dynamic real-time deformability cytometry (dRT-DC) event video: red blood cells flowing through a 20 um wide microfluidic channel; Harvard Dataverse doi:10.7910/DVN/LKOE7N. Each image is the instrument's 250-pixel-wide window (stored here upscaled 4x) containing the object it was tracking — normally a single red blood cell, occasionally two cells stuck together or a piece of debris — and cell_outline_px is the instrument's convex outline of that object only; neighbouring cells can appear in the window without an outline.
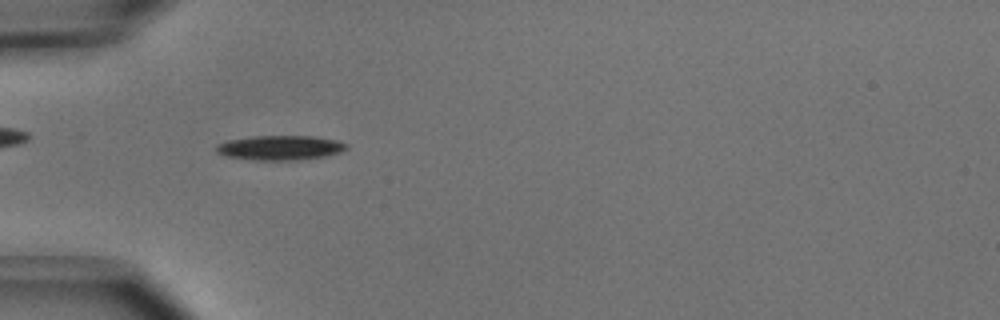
{"species": "common noctule bat (a hibernating species)", "species_latin": "Nyctalus noctula", "temperature_condition": "cold", "stored_images_in_passage": 51, "camera_frame_rate_fps": 3000, "um_per_image_px": 0.085, "animal": {"sex": "male", "body_mass_g": 15.6}, "frame": {"image": 1, "passage_image": 16, "time_ms": 5.0, "image_size_px": [1000, 320], "cell_outline_px": [[348, 148], [340, 152], [328, 156], [300, 160], [252, 160], [224, 156], [216, 152], [216, 144], [228, 140], [252, 136], [316, 136], [336, 140], [348, 144]], "centroid_in_image_um": [23.81, 12.56], "position_along_channel_um": 61.2, "area_um2": 18.96}}
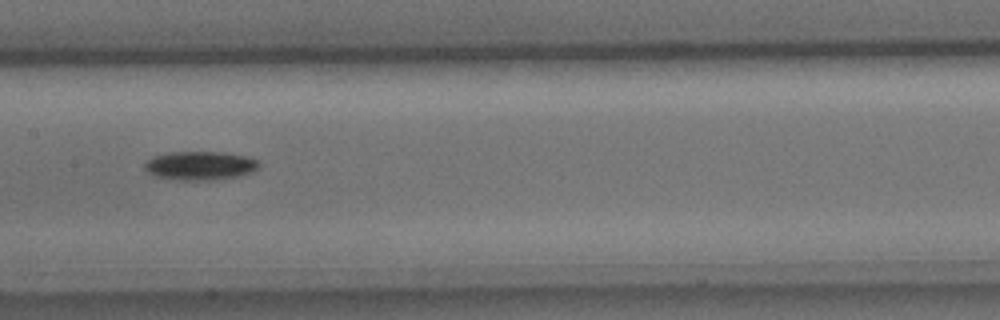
{"frame": {"image": 2, "passage_image": 26, "time_ms": 8.333, "image_size_px": [1000, 320], "cell_outline_px": [[260, 168], [252, 172], [236, 176], [212, 180], [180, 180], [156, 176], [148, 172], [144, 168], [144, 164], [152, 156], [172, 152], [224, 152], [248, 156], [260, 160]], "centroid_in_image_um": [17.06, 14.07], "position_along_channel_um": 190.3, "area_um2": 19.25}}
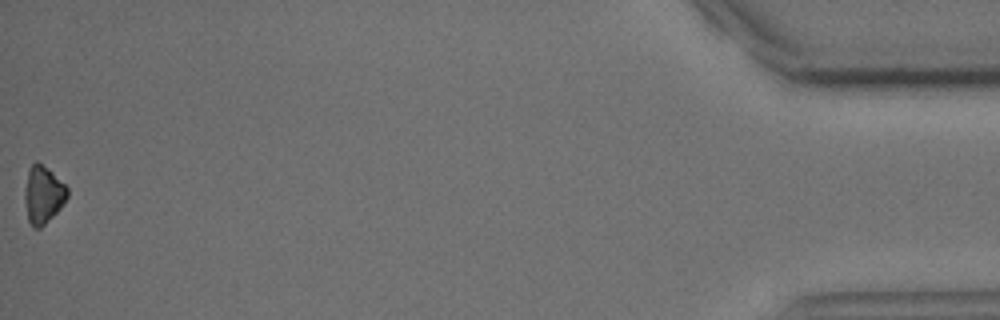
{"frame": {"image": 3, "passage_image": 51, "time_ms": 16.667, "image_size_px": [1000, 320], "cell_outline_px": [[68, 196], [60, 208], [40, 228], [32, 228], [28, 220], [24, 200], [24, 192], [28, 168], [36, 160], [52, 172], [68, 188]], "centroid_in_image_um": [3.64, 16.54], "position_along_channel_um": 431.6, "area_um2": 14.22}, "authors_computed_cell_mechanics": {"area_um2": 16.7042, "velocity_mm_per_s": 3.9699, "shape_relaxation_time_tau1_ms": 2.4811, "shape_relaxation_time_tau2_ms": null, "deformation_change_tau1": 0.1224, "deformation_change_tau2": null}}